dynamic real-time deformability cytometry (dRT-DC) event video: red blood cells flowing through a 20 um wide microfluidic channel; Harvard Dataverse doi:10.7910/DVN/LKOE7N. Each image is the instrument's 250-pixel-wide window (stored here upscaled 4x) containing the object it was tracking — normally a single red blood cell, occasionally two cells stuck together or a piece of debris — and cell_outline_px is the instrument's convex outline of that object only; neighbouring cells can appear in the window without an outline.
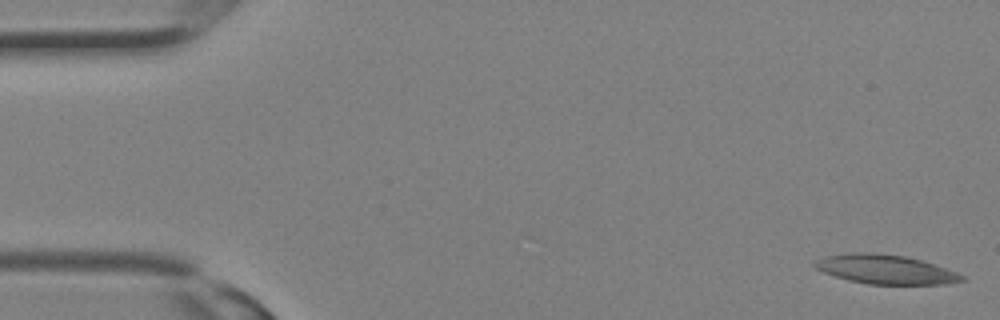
{"species": "Egyptian fruit bat (a non-hibernating species)", "species_latin": "Rousettus aegyptiacus", "temperature_condition": "room temperature", "stored_images_in_passage": 34, "camera_frame_rate_fps": 3000, "um_per_image_px": 0.085, "animal": {"sex": "female"}, "frame": {"image": 1, "passage_image": 1, "time_ms": 0.0, "image_size_px": [1000, 320], "cell_outline_px": [[968, 280], [944, 284], [868, 284], [848, 280], [824, 272], [816, 268], [812, 264], [816, 260], [824, 256], [844, 252], [872, 252], [904, 256], [920, 260], [968, 276]], "centroid_in_image_um": [75.26, 22.89], "position_along_channel_um": 9.7, "area_um2": 25.09}}
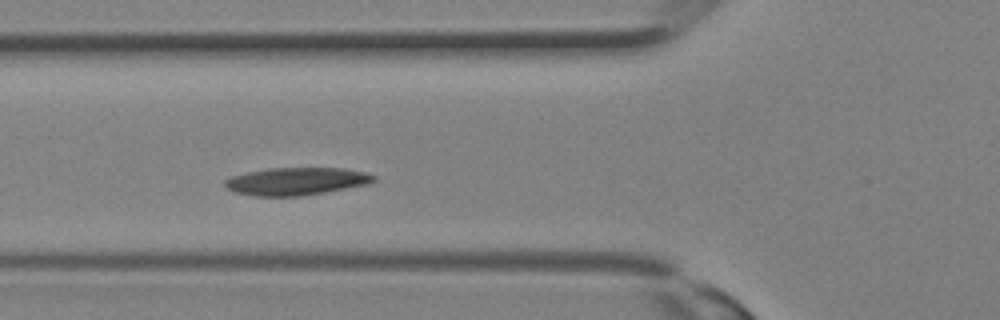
{"frame": {"image": 2, "passage_image": 13, "time_ms": 4.0, "image_size_px": [1000, 320], "cell_outline_px": [[376, 180], [368, 184], [304, 196], [256, 196], [236, 192], [228, 188], [224, 184], [224, 180], [232, 176], [248, 172], [268, 168], [344, 168], [368, 172], [376, 176]], "centroid_in_image_um": [25.23, 15.4], "position_along_channel_um": 100.6, "area_um2": 23.99}}
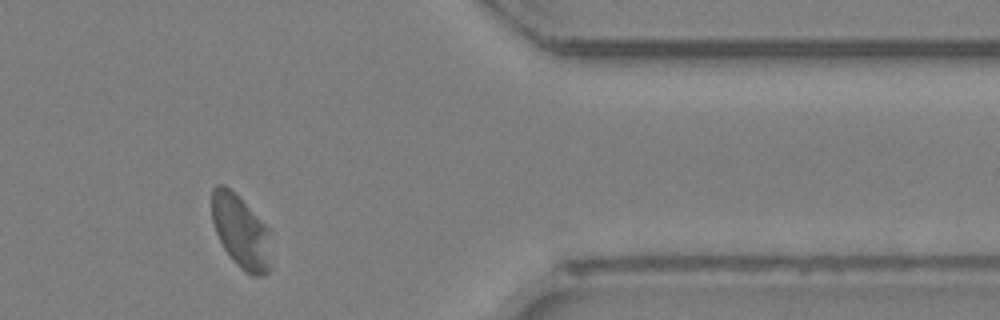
{"frame": {"image": 3, "passage_image": 29, "time_ms": 9.333, "image_size_px": [1000, 320], "cell_outline_px": [[268, 272], [264, 276], [256, 276], [240, 268], [236, 264], [224, 248], [216, 232], [212, 220], [212, 188], [216, 184], [224, 184], [268, 228]], "centroid_in_image_um": [20.41, 19.68], "position_along_channel_um": 391.0, "area_um2": 24.1}}